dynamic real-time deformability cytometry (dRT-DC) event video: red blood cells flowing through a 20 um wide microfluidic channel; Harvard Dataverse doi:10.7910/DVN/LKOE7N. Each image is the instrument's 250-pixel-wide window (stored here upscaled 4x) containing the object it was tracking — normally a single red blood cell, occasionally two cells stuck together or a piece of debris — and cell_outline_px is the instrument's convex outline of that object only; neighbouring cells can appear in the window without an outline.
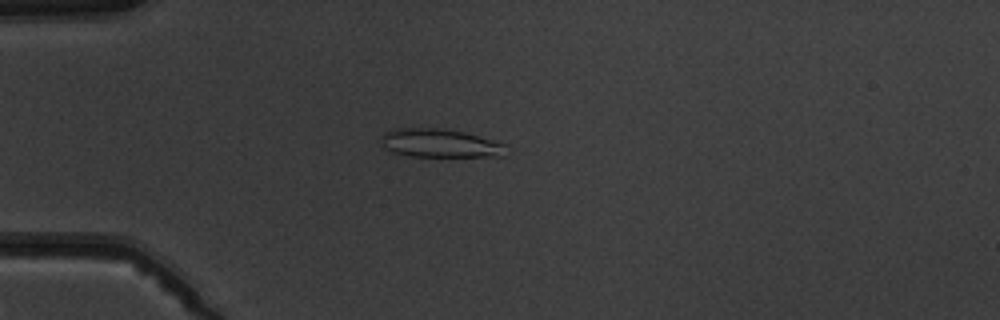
{"species": "common noctule bat (a hibernating species)", "species_latin": "Nyctalus noctula", "temperature_condition": "warm", "stored_images_in_passage": 8, "camera_frame_rate_fps": 3000, "um_per_image_px": 0.085, "animal": {"sex": "male", "body_mass_g": 19.5, "forearm_length_mm": 54.6}, "frame": {"image": 1, "passage_image": 6, "time_ms": 6.667, "image_size_px": [1000, 320], "cell_outline_px": [[508, 156], [412, 156], [392, 152], [384, 144], [380, 136], [384, 132], [392, 128], [444, 128], [464, 132], [504, 144]], "centroid_in_image_um": [37.39, 12.16], "position_along_channel_um": 47.6, "area_um2": 20.58}}
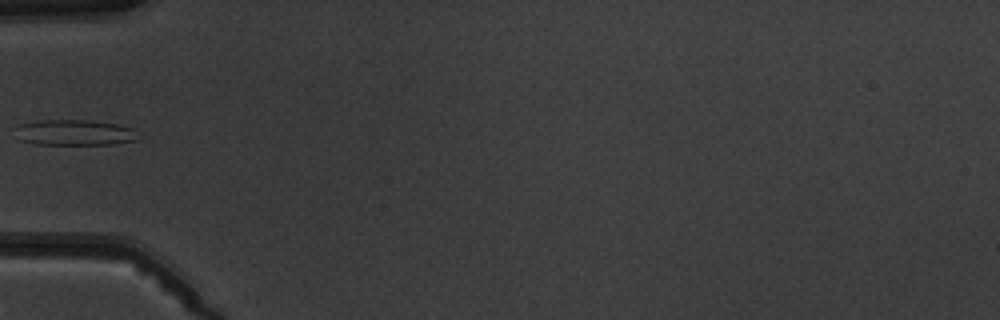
{"frame": {"image": 2, "passage_image": 7, "time_ms": 8.0, "image_size_px": [1000, 320], "cell_outline_px": [[136, 140], [112, 144], [36, 144], [20, 140], [16, 128], [20, 124], [36, 120], [84, 120], [116, 124], [132, 128]], "centroid_in_image_um": [6.28, 11.26], "position_along_channel_um": 78.7, "area_um2": 17.98}}
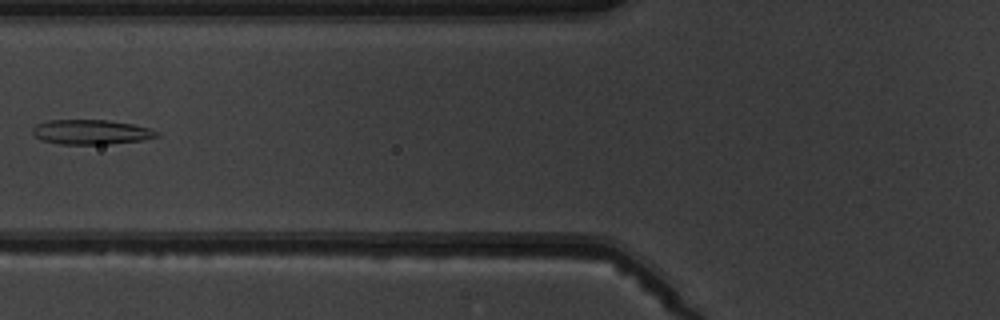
{"frame": {"image": 3, "passage_image": 8, "time_ms": 9.0, "image_size_px": [1000, 320], "cell_outline_px": [[160, 136], [144, 140], [108, 144], [60, 144], [40, 140], [32, 136], [32, 128], [36, 124], [48, 120], [108, 120], [132, 124], [148, 128], [160, 132]], "centroid_in_image_um": [7.72, 11.23], "position_along_channel_um": 118.1, "area_um2": 18.09}}